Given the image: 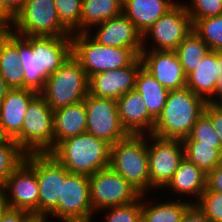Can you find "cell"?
Segmentation results:
<instances>
[{
	"label": "cell",
	"mask_w": 222,
	"mask_h": 222,
	"mask_svg": "<svg viewBox=\"0 0 222 222\" xmlns=\"http://www.w3.org/2000/svg\"><path fill=\"white\" fill-rule=\"evenodd\" d=\"M218 78H222V51H218Z\"/></svg>",
	"instance_id": "cell-49"
},
{
	"label": "cell",
	"mask_w": 222,
	"mask_h": 222,
	"mask_svg": "<svg viewBox=\"0 0 222 222\" xmlns=\"http://www.w3.org/2000/svg\"><path fill=\"white\" fill-rule=\"evenodd\" d=\"M5 8L15 17L23 8L26 0H1Z\"/></svg>",
	"instance_id": "cell-42"
},
{
	"label": "cell",
	"mask_w": 222,
	"mask_h": 222,
	"mask_svg": "<svg viewBox=\"0 0 222 222\" xmlns=\"http://www.w3.org/2000/svg\"><path fill=\"white\" fill-rule=\"evenodd\" d=\"M18 52V34L12 32L0 51V75L10 89L24 88V73Z\"/></svg>",
	"instance_id": "cell-26"
},
{
	"label": "cell",
	"mask_w": 222,
	"mask_h": 222,
	"mask_svg": "<svg viewBox=\"0 0 222 222\" xmlns=\"http://www.w3.org/2000/svg\"><path fill=\"white\" fill-rule=\"evenodd\" d=\"M155 199V200H154ZM190 202L163 197L160 192L142 195V222H180Z\"/></svg>",
	"instance_id": "cell-22"
},
{
	"label": "cell",
	"mask_w": 222,
	"mask_h": 222,
	"mask_svg": "<svg viewBox=\"0 0 222 222\" xmlns=\"http://www.w3.org/2000/svg\"><path fill=\"white\" fill-rule=\"evenodd\" d=\"M193 31L213 51H222V15L192 19Z\"/></svg>",
	"instance_id": "cell-31"
},
{
	"label": "cell",
	"mask_w": 222,
	"mask_h": 222,
	"mask_svg": "<svg viewBox=\"0 0 222 222\" xmlns=\"http://www.w3.org/2000/svg\"><path fill=\"white\" fill-rule=\"evenodd\" d=\"M95 216L90 201L89 176L69 173L62 183L58 206L48 216L50 222L88 219Z\"/></svg>",
	"instance_id": "cell-14"
},
{
	"label": "cell",
	"mask_w": 222,
	"mask_h": 222,
	"mask_svg": "<svg viewBox=\"0 0 222 222\" xmlns=\"http://www.w3.org/2000/svg\"><path fill=\"white\" fill-rule=\"evenodd\" d=\"M12 27L1 25L0 26V51L4 42L9 38L12 33Z\"/></svg>",
	"instance_id": "cell-45"
},
{
	"label": "cell",
	"mask_w": 222,
	"mask_h": 222,
	"mask_svg": "<svg viewBox=\"0 0 222 222\" xmlns=\"http://www.w3.org/2000/svg\"><path fill=\"white\" fill-rule=\"evenodd\" d=\"M40 94L53 111L84 101L89 94V77L80 62L71 54L46 80Z\"/></svg>",
	"instance_id": "cell-6"
},
{
	"label": "cell",
	"mask_w": 222,
	"mask_h": 222,
	"mask_svg": "<svg viewBox=\"0 0 222 222\" xmlns=\"http://www.w3.org/2000/svg\"><path fill=\"white\" fill-rule=\"evenodd\" d=\"M26 153L14 139L0 143V186L8 176L24 161Z\"/></svg>",
	"instance_id": "cell-32"
},
{
	"label": "cell",
	"mask_w": 222,
	"mask_h": 222,
	"mask_svg": "<svg viewBox=\"0 0 222 222\" xmlns=\"http://www.w3.org/2000/svg\"><path fill=\"white\" fill-rule=\"evenodd\" d=\"M25 222H50L47 216L31 215Z\"/></svg>",
	"instance_id": "cell-48"
},
{
	"label": "cell",
	"mask_w": 222,
	"mask_h": 222,
	"mask_svg": "<svg viewBox=\"0 0 222 222\" xmlns=\"http://www.w3.org/2000/svg\"><path fill=\"white\" fill-rule=\"evenodd\" d=\"M204 114L210 119L215 131L217 132L222 151V104H213L207 102Z\"/></svg>",
	"instance_id": "cell-38"
},
{
	"label": "cell",
	"mask_w": 222,
	"mask_h": 222,
	"mask_svg": "<svg viewBox=\"0 0 222 222\" xmlns=\"http://www.w3.org/2000/svg\"><path fill=\"white\" fill-rule=\"evenodd\" d=\"M143 66L139 56L126 68L108 70L89 78V94L97 97L119 99L122 95L135 89L136 76Z\"/></svg>",
	"instance_id": "cell-18"
},
{
	"label": "cell",
	"mask_w": 222,
	"mask_h": 222,
	"mask_svg": "<svg viewBox=\"0 0 222 222\" xmlns=\"http://www.w3.org/2000/svg\"><path fill=\"white\" fill-rule=\"evenodd\" d=\"M85 102L80 101L53 111L54 148L63 140L86 132Z\"/></svg>",
	"instance_id": "cell-24"
},
{
	"label": "cell",
	"mask_w": 222,
	"mask_h": 222,
	"mask_svg": "<svg viewBox=\"0 0 222 222\" xmlns=\"http://www.w3.org/2000/svg\"><path fill=\"white\" fill-rule=\"evenodd\" d=\"M58 222H97L95 217L88 219L61 220Z\"/></svg>",
	"instance_id": "cell-50"
},
{
	"label": "cell",
	"mask_w": 222,
	"mask_h": 222,
	"mask_svg": "<svg viewBox=\"0 0 222 222\" xmlns=\"http://www.w3.org/2000/svg\"><path fill=\"white\" fill-rule=\"evenodd\" d=\"M0 23L5 26L12 27L14 23V16L5 8L0 0Z\"/></svg>",
	"instance_id": "cell-43"
},
{
	"label": "cell",
	"mask_w": 222,
	"mask_h": 222,
	"mask_svg": "<svg viewBox=\"0 0 222 222\" xmlns=\"http://www.w3.org/2000/svg\"><path fill=\"white\" fill-rule=\"evenodd\" d=\"M61 24L71 33L80 32L82 0H54Z\"/></svg>",
	"instance_id": "cell-34"
},
{
	"label": "cell",
	"mask_w": 222,
	"mask_h": 222,
	"mask_svg": "<svg viewBox=\"0 0 222 222\" xmlns=\"http://www.w3.org/2000/svg\"><path fill=\"white\" fill-rule=\"evenodd\" d=\"M180 222H211L196 204H191L184 212Z\"/></svg>",
	"instance_id": "cell-41"
},
{
	"label": "cell",
	"mask_w": 222,
	"mask_h": 222,
	"mask_svg": "<svg viewBox=\"0 0 222 222\" xmlns=\"http://www.w3.org/2000/svg\"><path fill=\"white\" fill-rule=\"evenodd\" d=\"M143 67L167 90L186 87V75L175 51L142 50Z\"/></svg>",
	"instance_id": "cell-17"
},
{
	"label": "cell",
	"mask_w": 222,
	"mask_h": 222,
	"mask_svg": "<svg viewBox=\"0 0 222 222\" xmlns=\"http://www.w3.org/2000/svg\"><path fill=\"white\" fill-rule=\"evenodd\" d=\"M12 31L21 36L71 37L61 24L54 0H26L14 17Z\"/></svg>",
	"instance_id": "cell-9"
},
{
	"label": "cell",
	"mask_w": 222,
	"mask_h": 222,
	"mask_svg": "<svg viewBox=\"0 0 222 222\" xmlns=\"http://www.w3.org/2000/svg\"><path fill=\"white\" fill-rule=\"evenodd\" d=\"M14 140L26 154L54 149L53 110L40 93L30 101L22 131Z\"/></svg>",
	"instance_id": "cell-7"
},
{
	"label": "cell",
	"mask_w": 222,
	"mask_h": 222,
	"mask_svg": "<svg viewBox=\"0 0 222 222\" xmlns=\"http://www.w3.org/2000/svg\"><path fill=\"white\" fill-rule=\"evenodd\" d=\"M102 216H98L99 214ZM95 216L98 222H141L142 219V195L133 203L106 208L99 211ZM100 218V219H99Z\"/></svg>",
	"instance_id": "cell-33"
},
{
	"label": "cell",
	"mask_w": 222,
	"mask_h": 222,
	"mask_svg": "<svg viewBox=\"0 0 222 222\" xmlns=\"http://www.w3.org/2000/svg\"><path fill=\"white\" fill-rule=\"evenodd\" d=\"M84 102L87 133L105 140L110 145H114L129 135L120 122L115 99L88 94Z\"/></svg>",
	"instance_id": "cell-13"
},
{
	"label": "cell",
	"mask_w": 222,
	"mask_h": 222,
	"mask_svg": "<svg viewBox=\"0 0 222 222\" xmlns=\"http://www.w3.org/2000/svg\"><path fill=\"white\" fill-rule=\"evenodd\" d=\"M8 207L38 215L39 187L34 168L24 161L8 176L2 185Z\"/></svg>",
	"instance_id": "cell-15"
},
{
	"label": "cell",
	"mask_w": 222,
	"mask_h": 222,
	"mask_svg": "<svg viewBox=\"0 0 222 222\" xmlns=\"http://www.w3.org/2000/svg\"><path fill=\"white\" fill-rule=\"evenodd\" d=\"M38 93L24 88L9 89L0 103V125L9 139H15L22 126L30 101Z\"/></svg>",
	"instance_id": "cell-21"
},
{
	"label": "cell",
	"mask_w": 222,
	"mask_h": 222,
	"mask_svg": "<svg viewBox=\"0 0 222 222\" xmlns=\"http://www.w3.org/2000/svg\"><path fill=\"white\" fill-rule=\"evenodd\" d=\"M182 143L184 157L206 174L222 163L221 147H214V144L201 143L200 141H182Z\"/></svg>",
	"instance_id": "cell-29"
},
{
	"label": "cell",
	"mask_w": 222,
	"mask_h": 222,
	"mask_svg": "<svg viewBox=\"0 0 222 222\" xmlns=\"http://www.w3.org/2000/svg\"><path fill=\"white\" fill-rule=\"evenodd\" d=\"M90 201L94 214L115 206L133 203L141 194L110 166L89 176Z\"/></svg>",
	"instance_id": "cell-12"
},
{
	"label": "cell",
	"mask_w": 222,
	"mask_h": 222,
	"mask_svg": "<svg viewBox=\"0 0 222 222\" xmlns=\"http://www.w3.org/2000/svg\"><path fill=\"white\" fill-rule=\"evenodd\" d=\"M147 150L150 193L160 192L184 159L183 143L180 139L147 134Z\"/></svg>",
	"instance_id": "cell-11"
},
{
	"label": "cell",
	"mask_w": 222,
	"mask_h": 222,
	"mask_svg": "<svg viewBox=\"0 0 222 222\" xmlns=\"http://www.w3.org/2000/svg\"><path fill=\"white\" fill-rule=\"evenodd\" d=\"M72 55L80 62L87 76L130 66L138 56L126 48L105 46L87 32L71 35Z\"/></svg>",
	"instance_id": "cell-5"
},
{
	"label": "cell",
	"mask_w": 222,
	"mask_h": 222,
	"mask_svg": "<svg viewBox=\"0 0 222 222\" xmlns=\"http://www.w3.org/2000/svg\"><path fill=\"white\" fill-rule=\"evenodd\" d=\"M110 146L85 132L63 140L50 153L70 173L90 176L109 166Z\"/></svg>",
	"instance_id": "cell-3"
},
{
	"label": "cell",
	"mask_w": 222,
	"mask_h": 222,
	"mask_svg": "<svg viewBox=\"0 0 222 222\" xmlns=\"http://www.w3.org/2000/svg\"><path fill=\"white\" fill-rule=\"evenodd\" d=\"M30 216L25 210L8 207L0 217V222H25Z\"/></svg>",
	"instance_id": "cell-40"
},
{
	"label": "cell",
	"mask_w": 222,
	"mask_h": 222,
	"mask_svg": "<svg viewBox=\"0 0 222 222\" xmlns=\"http://www.w3.org/2000/svg\"><path fill=\"white\" fill-rule=\"evenodd\" d=\"M25 160L38 180V215L48 217L58 206L62 183L70 172L51 153H29Z\"/></svg>",
	"instance_id": "cell-10"
},
{
	"label": "cell",
	"mask_w": 222,
	"mask_h": 222,
	"mask_svg": "<svg viewBox=\"0 0 222 222\" xmlns=\"http://www.w3.org/2000/svg\"><path fill=\"white\" fill-rule=\"evenodd\" d=\"M8 139V137L5 135V133L3 132V129L1 128L0 125V143L5 142Z\"/></svg>",
	"instance_id": "cell-51"
},
{
	"label": "cell",
	"mask_w": 222,
	"mask_h": 222,
	"mask_svg": "<svg viewBox=\"0 0 222 222\" xmlns=\"http://www.w3.org/2000/svg\"><path fill=\"white\" fill-rule=\"evenodd\" d=\"M218 74V51L211 50L205 55L197 69L187 75L186 87L206 102L214 104V90Z\"/></svg>",
	"instance_id": "cell-25"
},
{
	"label": "cell",
	"mask_w": 222,
	"mask_h": 222,
	"mask_svg": "<svg viewBox=\"0 0 222 222\" xmlns=\"http://www.w3.org/2000/svg\"><path fill=\"white\" fill-rule=\"evenodd\" d=\"M181 141H200L201 143L214 144L221 147V142L210 119L203 113L196 121L188 137Z\"/></svg>",
	"instance_id": "cell-35"
},
{
	"label": "cell",
	"mask_w": 222,
	"mask_h": 222,
	"mask_svg": "<svg viewBox=\"0 0 222 222\" xmlns=\"http://www.w3.org/2000/svg\"><path fill=\"white\" fill-rule=\"evenodd\" d=\"M207 102L187 87L169 92L160 115L155 120L153 135L161 138L188 137L197 119L204 113Z\"/></svg>",
	"instance_id": "cell-2"
},
{
	"label": "cell",
	"mask_w": 222,
	"mask_h": 222,
	"mask_svg": "<svg viewBox=\"0 0 222 222\" xmlns=\"http://www.w3.org/2000/svg\"><path fill=\"white\" fill-rule=\"evenodd\" d=\"M206 180L207 174L184 157L172 179L160 193L168 198L195 204L206 189Z\"/></svg>",
	"instance_id": "cell-19"
},
{
	"label": "cell",
	"mask_w": 222,
	"mask_h": 222,
	"mask_svg": "<svg viewBox=\"0 0 222 222\" xmlns=\"http://www.w3.org/2000/svg\"><path fill=\"white\" fill-rule=\"evenodd\" d=\"M123 13V0H82L80 32Z\"/></svg>",
	"instance_id": "cell-28"
},
{
	"label": "cell",
	"mask_w": 222,
	"mask_h": 222,
	"mask_svg": "<svg viewBox=\"0 0 222 222\" xmlns=\"http://www.w3.org/2000/svg\"><path fill=\"white\" fill-rule=\"evenodd\" d=\"M210 51L211 49L207 43L194 31H192L175 50L186 76L197 69L205 55Z\"/></svg>",
	"instance_id": "cell-30"
},
{
	"label": "cell",
	"mask_w": 222,
	"mask_h": 222,
	"mask_svg": "<svg viewBox=\"0 0 222 222\" xmlns=\"http://www.w3.org/2000/svg\"><path fill=\"white\" fill-rule=\"evenodd\" d=\"M135 90L142 96L149 114L156 120L165 106L169 90L142 66L136 76Z\"/></svg>",
	"instance_id": "cell-27"
},
{
	"label": "cell",
	"mask_w": 222,
	"mask_h": 222,
	"mask_svg": "<svg viewBox=\"0 0 222 222\" xmlns=\"http://www.w3.org/2000/svg\"><path fill=\"white\" fill-rule=\"evenodd\" d=\"M179 0H123V14L143 35Z\"/></svg>",
	"instance_id": "cell-23"
},
{
	"label": "cell",
	"mask_w": 222,
	"mask_h": 222,
	"mask_svg": "<svg viewBox=\"0 0 222 222\" xmlns=\"http://www.w3.org/2000/svg\"><path fill=\"white\" fill-rule=\"evenodd\" d=\"M211 222H222V194L207 188L195 203Z\"/></svg>",
	"instance_id": "cell-37"
},
{
	"label": "cell",
	"mask_w": 222,
	"mask_h": 222,
	"mask_svg": "<svg viewBox=\"0 0 222 222\" xmlns=\"http://www.w3.org/2000/svg\"><path fill=\"white\" fill-rule=\"evenodd\" d=\"M87 33L98 43L131 49L138 57L142 52V34L123 13L93 26Z\"/></svg>",
	"instance_id": "cell-16"
},
{
	"label": "cell",
	"mask_w": 222,
	"mask_h": 222,
	"mask_svg": "<svg viewBox=\"0 0 222 222\" xmlns=\"http://www.w3.org/2000/svg\"><path fill=\"white\" fill-rule=\"evenodd\" d=\"M109 166L141 194H150L147 135L129 134L110 146Z\"/></svg>",
	"instance_id": "cell-4"
},
{
	"label": "cell",
	"mask_w": 222,
	"mask_h": 222,
	"mask_svg": "<svg viewBox=\"0 0 222 222\" xmlns=\"http://www.w3.org/2000/svg\"><path fill=\"white\" fill-rule=\"evenodd\" d=\"M18 52L24 73V89L41 93L46 80L72 54L71 37L18 35Z\"/></svg>",
	"instance_id": "cell-1"
},
{
	"label": "cell",
	"mask_w": 222,
	"mask_h": 222,
	"mask_svg": "<svg viewBox=\"0 0 222 222\" xmlns=\"http://www.w3.org/2000/svg\"><path fill=\"white\" fill-rule=\"evenodd\" d=\"M192 31V19L182 0H179L144 32L142 50L175 51Z\"/></svg>",
	"instance_id": "cell-8"
},
{
	"label": "cell",
	"mask_w": 222,
	"mask_h": 222,
	"mask_svg": "<svg viewBox=\"0 0 222 222\" xmlns=\"http://www.w3.org/2000/svg\"><path fill=\"white\" fill-rule=\"evenodd\" d=\"M8 208L6 193L3 186H0V217L3 212Z\"/></svg>",
	"instance_id": "cell-46"
},
{
	"label": "cell",
	"mask_w": 222,
	"mask_h": 222,
	"mask_svg": "<svg viewBox=\"0 0 222 222\" xmlns=\"http://www.w3.org/2000/svg\"><path fill=\"white\" fill-rule=\"evenodd\" d=\"M9 89L4 78L0 75V103Z\"/></svg>",
	"instance_id": "cell-47"
},
{
	"label": "cell",
	"mask_w": 222,
	"mask_h": 222,
	"mask_svg": "<svg viewBox=\"0 0 222 222\" xmlns=\"http://www.w3.org/2000/svg\"><path fill=\"white\" fill-rule=\"evenodd\" d=\"M143 100L135 89L116 100L120 122L128 134H152L155 119L149 114Z\"/></svg>",
	"instance_id": "cell-20"
},
{
	"label": "cell",
	"mask_w": 222,
	"mask_h": 222,
	"mask_svg": "<svg viewBox=\"0 0 222 222\" xmlns=\"http://www.w3.org/2000/svg\"><path fill=\"white\" fill-rule=\"evenodd\" d=\"M182 3L191 19L222 15V0H183Z\"/></svg>",
	"instance_id": "cell-36"
},
{
	"label": "cell",
	"mask_w": 222,
	"mask_h": 222,
	"mask_svg": "<svg viewBox=\"0 0 222 222\" xmlns=\"http://www.w3.org/2000/svg\"><path fill=\"white\" fill-rule=\"evenodd\" d=\"M206 188L222 194V163L207 174Z\"/></svg>",
	"instance_id": "cell-39"
},
{
	"label": "cell",
	"mask_w": 222,
	"mask_h": 222,
	"mask_svg": "<svg viewBox=\"0 0 222 222\" xmlns=\"http://www.w3.org/2000/svg\"><path fill=\"white\" fill-rule=\"evenodd\" d=\"M214 104H222V78H218L215 84Z\"/></svg>",
	"instance_id": "cell-44"
}]
</instances>
